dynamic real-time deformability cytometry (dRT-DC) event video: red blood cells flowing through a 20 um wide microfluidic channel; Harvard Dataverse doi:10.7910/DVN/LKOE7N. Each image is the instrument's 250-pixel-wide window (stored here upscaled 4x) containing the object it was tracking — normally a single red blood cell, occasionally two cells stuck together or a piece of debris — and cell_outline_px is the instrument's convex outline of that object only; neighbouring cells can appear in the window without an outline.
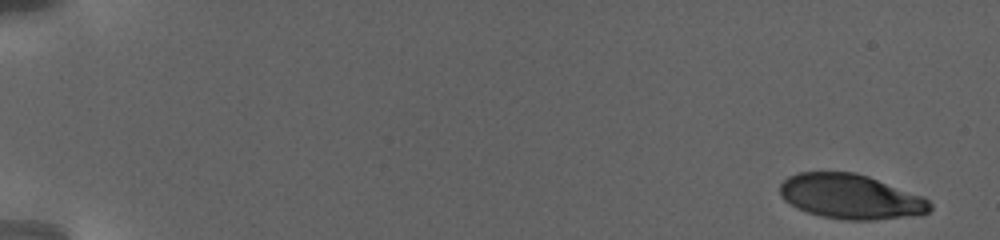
{"species": "human", "species_latin": "Homo sapiens", "temperature_condition": "warm", "stored_images_in_passage": 44, "camera_frame_rate_fps": 3000, "um_per_image_px": 0.085, "donor": {"sex": "female"}, "frame": {"image": 1, "passage_image": 1, "time_ms": 0.0, "image_size_px": [1000, 240], "cell_outline_px": [[932, 208], [928, 212], [872, 220], [848, 220], [820, 216], [796, 208], [784, 200], [780, 196], [780, 184], [788, 176], [800, 172], [856, 172], [868, 176], [924, 196], [932, 204]], "centroid_in_image_um": [72.27, 16.69], "position_along_channel_um": 12.7, "area_um2": 38.9}}
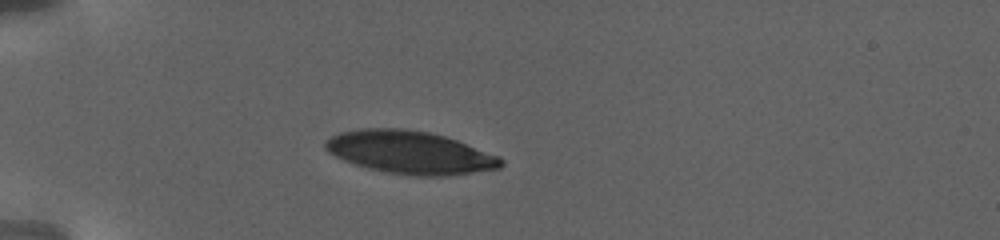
{"frame": {"image": 2, "passage_image": 39, "time_ms": 6.667, "image_size_px": [1000, 240], "cell_outline_px": [[504, 164], [500, 168], [444, 176], [412, 176], [388, 172], [368, 168], [344, 160], [328, 152], [324, 148], [324, 144], [332, 136], [340, 132], [364, 128], [400, 128], [428, 132], [444, 136], [456, 140], [500, 156], [504, 160]], "centroid_in_image_um": [34.87, 12.95], "position_along_channel_um": 50.1, "area_um2": 43.58}}